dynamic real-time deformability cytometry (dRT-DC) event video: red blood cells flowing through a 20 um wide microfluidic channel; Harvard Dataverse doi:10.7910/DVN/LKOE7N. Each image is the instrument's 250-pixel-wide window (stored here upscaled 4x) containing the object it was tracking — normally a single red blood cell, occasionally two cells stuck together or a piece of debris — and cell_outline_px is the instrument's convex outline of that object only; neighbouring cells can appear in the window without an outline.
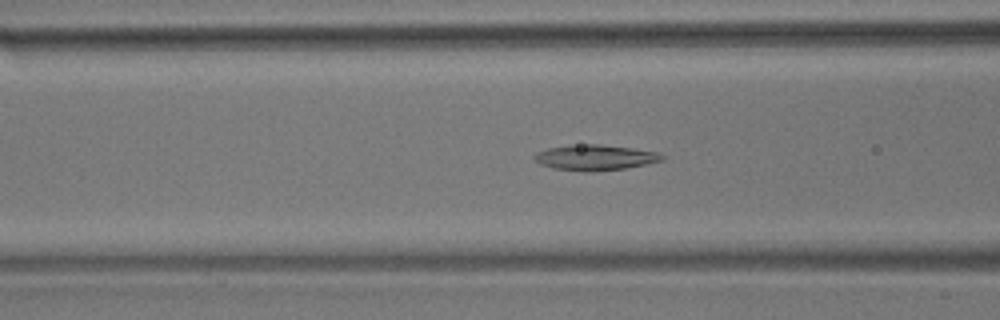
{"species": "common noctule bat (a hibernating species)", "species_latin": "Nyctalus noctula", "temperature_condition": "room temperature", "stored_images_in_passage": 45, "camera_frame_rate_fps": 3000, "um_per_image_px": 0.085, "animal": {"sex": "male", "body_mass_g": 17.9}, "frame": {"image": 1, "passage_image": 10, "time_ms": 3.0, "image_size_px": [1000, 320], "cell_outline_px": [[668, 156], [664, 160], [624, 168], [592, 172], [552, 168], [540, 164], [532, 156], [536, 152], [548, 148], [568, 144], [600, 144], [632, 148], [656, 152]], "centroid_in_image_um": [50.57, 13.37], "position_along_channel_um": 116.0, "area_um2": 19.07}}
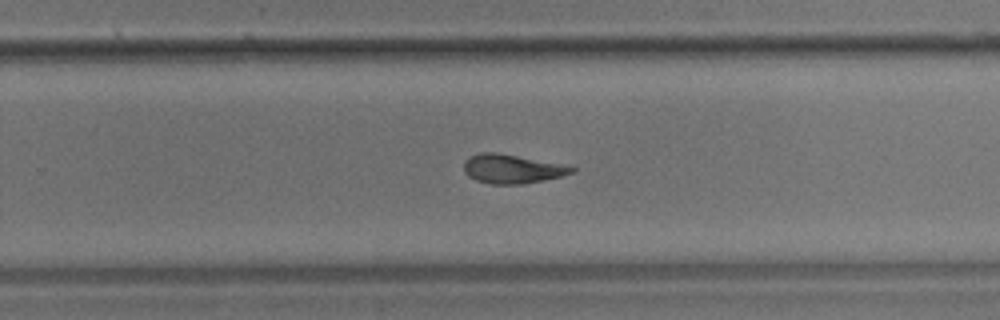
{"frame": {"image": 2, "passage_image": 24, "time_ms": 7.667, "image_size_px": [1000, 320], "cell_outline_px": [[576, 172], [560, 176], [520, 184], [492, 184], [476, 180], [468, 176], [464, 172], [464, 160], [480, 152], [492, 152], [516, 156], [576, 168]], "centroid_in_image_um": [43.44, 14.36], "position_along_channel_um": 286.4, "area_um2": 17.57}}
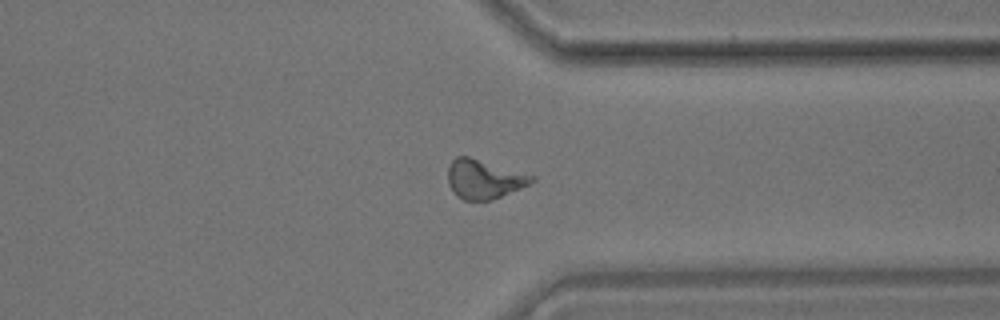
{"frame": {"image": 3, "passage_image": 31, "time_ms": 10.0, "image_size_px": [1000, 320], "cell_outline_px": [[536, 180], [520, 188], [500, 196], [488, 200], [464, 200], [456, 196], [448, 184], [448, 164], [456, 156], [468, 156], [536, 176]], "centroid_in_image_um": [41.11, 15.21], "position_along_channel_um": 370.3, "area_um2": 18.96}, "authors_computed_cell_mechanics": {"area_um2": 18.207, "velocity_mm_per_s": 3.6601, "shape_relaxation_time_tau1_ms": null, "shape_relaxation_time_tau2_ms": 4.5199, "deformation_change_tau1": null, "deformation_change_tau2": 0.1378}}